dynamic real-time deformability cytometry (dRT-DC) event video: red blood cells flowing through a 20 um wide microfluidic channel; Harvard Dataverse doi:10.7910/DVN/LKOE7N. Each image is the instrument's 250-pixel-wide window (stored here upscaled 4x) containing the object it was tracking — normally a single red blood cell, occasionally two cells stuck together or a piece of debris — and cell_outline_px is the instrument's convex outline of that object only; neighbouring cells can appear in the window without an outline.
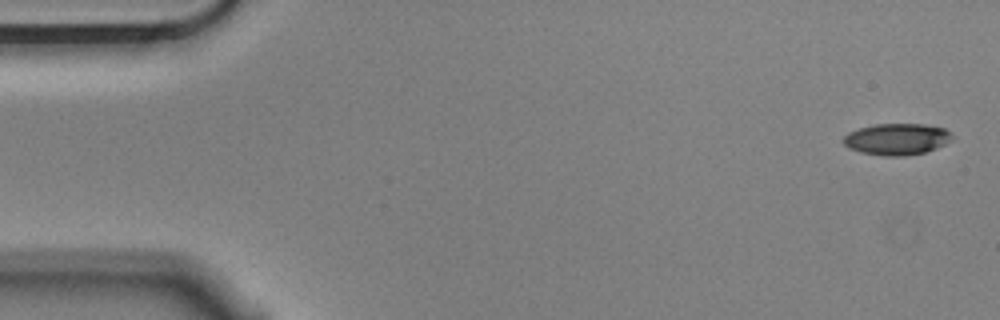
{"species": "Egyptian fruit bat (a non-hibernating species)", "species_latin": "Rousettus aegyptiacus", "temperature_condition": "cold", "stored_images_in_passage": 5, "camera_frame_rate_fps": 3000, "um_per_image_px": 0.085, "animal": {"sex": "male"}, "frame": {"image": 1, "passage_image": 1, "time_ms": 0.0, "image_size_px": [1000, 320], "cell_outline_px": [[952, 136], [944, 144], [936, 148], [924, 152], [904, 156], [884, 156], [860, 152], [848, 148], [844, 144], [844, 136], [848, 132], [860, 128], [876, 124], [924, 124], [944, 128]], "centroid_in_image_um": [76.18, 11.83], "position_along_channel_um": 8.8, "area_um2": 19.71}}
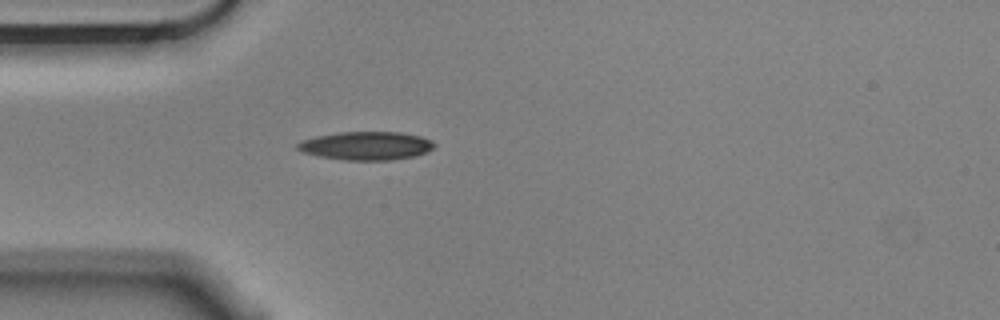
{"frame": {"image": 2, "passage_image": 5, "time_ms": 1.333, "image_size_px": [1000, 320], "cell_outline_px": [[436, 144], [428, 152], [416, 156], [392, 160], [344, 160], [316, 156], [300, 152], [296, 148], [296, 144], [304, 140], [316, 136], [340, 132], [400, 132], [420, 136], [432, 140]], "centroid_in_image_um": [31.13, 12.4], "position_along_channel_um": 53.9, "area_um2": 22.83}}